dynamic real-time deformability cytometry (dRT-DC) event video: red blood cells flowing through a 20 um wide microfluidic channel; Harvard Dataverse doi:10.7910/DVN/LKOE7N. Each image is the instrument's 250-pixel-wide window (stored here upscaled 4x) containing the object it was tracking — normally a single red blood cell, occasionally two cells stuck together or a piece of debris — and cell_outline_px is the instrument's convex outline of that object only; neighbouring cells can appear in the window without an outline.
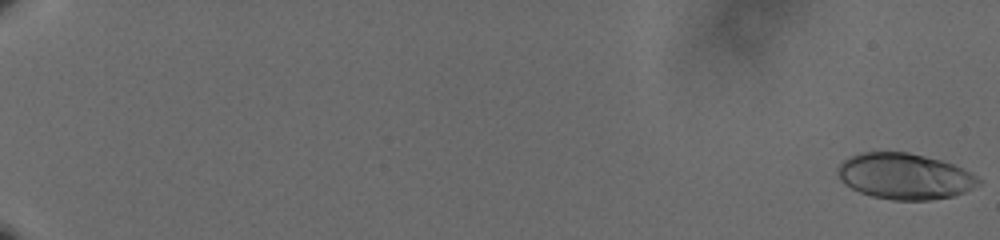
{"species": "human", "species_latin": "Homo sapiens", "temperature_condition": "cold", "stored_images_in_passage": 61, "camera_frame_rate_fps": 3000, "um_per_image_px": 0.085, "donor": {"sex": "male"}, "frame": {"image": 1, "passage_image": 1, "time_ms": 0.0, "image_size_px": [1000, 240], "cell_outline_px": [[984, 180], [980, 184], [964, 192], [952, 196], [932, 200], [892, 200], [872, 196], [860, 192], [844, 184], [840, 180], [836, 172], [836, 168], [848, 156], [860, 152], [908, 152], [940, 160], [952, 164]], "centroid_in_image_um": [76.86, 14.98], "position_along_channel_um": 8.1, "area_um2": 37.74}}
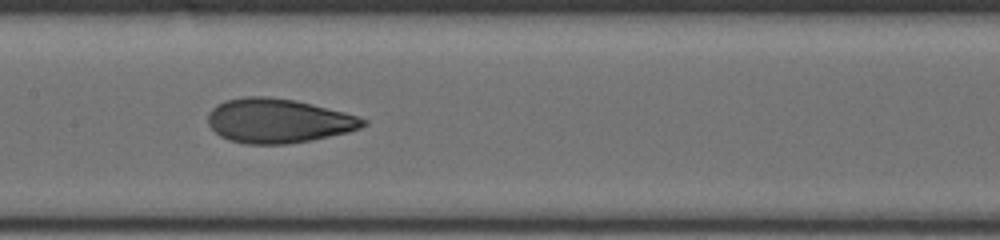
{"frame": {"image": 2, "passage_image": 35, "time_ms": 11.333, "image_size_px": [1000, 240], "cell_outline_px": [[368, 124], [360, 128], [348, 132], [312, 140], [288, 144], [248, 144], [228, 140], [220, 136], [208, 124], [208, 112], [216, 104], [224, 100], [244, 96], [268, 96], [296, 100], [344, 112], [368, 120]], "centroid_in_image_um": [23.63, 10.26], "position_along_channel_um": 183.8, "area_um2": 40.29}}
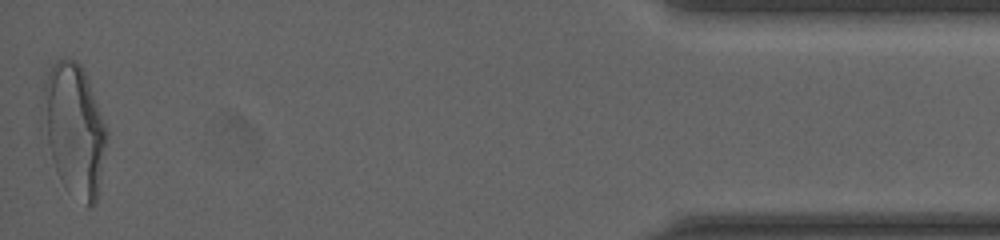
{"frame": {"image": 3, "passage_image": 61, "time_ms": 20.0, "image_size_px": [1000, 240], "cell_outline_px": [[108, 136], [96, 204], [92, 208], [88, 208], [68, 192], [64, 188], [60, 180], [48, 144], [44, 92], [44, 84], [48, 72], [52, 64], [56, 60], [76, 60], [80, 64], [88, 80], [108, 132]], "centroid_in_image_um": [6.37, 11.09], "position_along_channel_um": 428.8, "area_um2": 47.92}, "authors_computed_cell_mechanics": {"area_um2": 38.9572, "velocity_mm_per_s": 3.6274, "shape_relaxation_time_tau1_ms": 6.926, "shape_relaxation_time_tau2_ms": 1.2856, "deformation_change_tau1": 0.2341, "deformation_change_tau2": 0.0808}}